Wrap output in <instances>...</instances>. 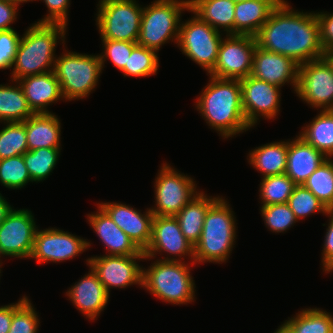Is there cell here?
Masks as SVG:
<instances>
[{
	"instance_id": "1",
	"label": "cell",
	"mask_w": 333,
	"mask_h": 333,
	"mask_svg": "<svg viewBox=\"0 0 333 333\" xmlns=\"http://www.w3.org/2000/svg\"><path fill=\"white\" fill-rule=\"evenodd\" d=\"M257 46L292 58L299 65L327 54L316 13L300 12L282 0L255 35Z\"/></svg>"
},
{
	"instance_id": "2",
	"label": "cell",
	"mask_w": 333,
	"mask_h": 333,
	"mask_svg": "<svg viewBox=\"0 0 333 333\" xmlns=\"http://www.w3.org/2000/svg\"><path fill=\"white\" fill-rule=\"evenodd\" d=\"M209 77L195 105L202 118L224 139L248 131L251 127L242 109L240 80Z\"/></svg>"
},
{
	"instance_id": "3",
	"label": "cell",
	"mask_w": 333,
	"mask_h": 333,
	"mask_svg": "<svg viewBox=\"0 0 333 333\" xmlns=\"http://www.w3.org/2000/svg\"><path fill=\"white\" fill-rule=\"evenodd\" d=\"M66 28L62 24L35 22L30 25L21 37L11 80L53 71L57 58L55 48L59 39L65 43Z\"/></svg>"
},
{
	"instance_id": "4",
	"label": "cell",
	"mask_w": 333,
	"mask_h": 333,
	"mask_svg": "<svg viewBox=\"0 0 333 333\" xmlns=\"http://www.w3.org/2000/svg\"><path fill=\"white\" fill-rule=\"evenodd\" d=\"M234 212L222 197L208 209L199 241L194 246V263H223L228 260L236 242Z\"/></svg>"
},
{
	"instance_id": "5",
	"label": "cell",
	"mask_w": 333,
	"mask_h": 333,
	"mask_svg": "<svg viewBox=\"0 0 333 333\" xmlns=\"http://www.w3.org/2000/svg\"><path fill=\"white\" fill-rule=\"evenodd\" d=\"M151 264L148 269L142 267V287L150 294L173 305L195 300V281L187 262L156 259Z\"/></svg>"
},
{
	"instance_id": "6",
	"label": "cell",
	"mask_w": 333,
	"mask_h": 333,
	"mask_svg": "<svg viewBox=\"0 0 333 333\" xmlns=\"http://www.w3.org/2000/svg\"><path fill=\"white\" fill-rule=\"evenodd\" d=\"M185 9L189 0H155L143 7L137 44L157 52L169 40L177 44Z\"/></svg>"
},
{
	"instance_id": "7",
	"label": "cell",
	"mask_w": 333,
	"mask_h": 333,
	"mask_svg": "<svg viewBox=\"0 0 333 333\" xmlns=\"http://www.w3.org/2000/svg\"><path fill=\"white\" fill-rule=\"evenodd\" d=\"M103 70L99 55L65 52L55 59L53 72L66 101L83 99L96 89Z\"/></svg>"
},
{
	"instance_id": "8",
	"label": "cell",
	"mask_w": 333,
	"mask_h": 333,
	"mask_svg": "<svg viewBox=\"0 0 333 333\" xmlns=\"http://www.w3.org/2000/svg\"><path fill=\"white\" fill-rule=\"evenodd\" d=\"M136 0H100L96 25L101 39L137 42L142 5Z\"/></svg>"
},
{
	"instance_id": "9",
	"label": "cell",
	"mask_w": 333,
	"mask_h": 333,
	"mask_svg": "<svg viewBox=\"0 0 333 333\" xmlns=\"http://www.w3.org/2000/svg\"><path fill=\"white\" fill-rule=\"evenodd\" d=\"M220 33L194 14L190 20L180 22L177 47L208 75L217 62L223 39Z\"/></svg>"
},
{
	"instance_id": "10",
	"label": "cell",
	"mask_w": 333,
	"mask_h": 333,
	"mask_svg": "<svg viewBox=\"0 0 333 333\" xmlns=\"http://www.w3.org/2000/svg\"><path fill=\"white\" fill-rule=\"evenodd\" d=\"M188 175L163 163L155 179V206L150 208L154 216H175L200 191Z\"/></svg>"
},
{
	"instance_id": "11",
	"label": "cell",
	"mask_w": 333,
	"mask_h": 333,
	"mask_svg": "<svg viewBox=\"0 0 333 333\" xmlns=\"http://www.w3.org/2000/svg\"><path fill=\"white\" fill-rule=\"evenodd\" d=\"M297 96L321 110H333V61L326 55L299 65Z\"/></svg>"
},
{
	"instance_id": "12",
	"label": "cell",
	"mask_w": 333,
	"mask_h": 333,
	"mask_svg": "<svg viewBox=\"0 0 333 333\" xmlns=\"http://www.w3.org/2000/svg\"><path fill=\"white\" fill-rule=\"evenodd\" d=\"M224 38L219 47L217 62L209 75L236 80L251 75L257 46L255 36L229 34Z\"/></svg>"
},
{
	"instance_id": "13",
	"label": "cell",
	"mask_w": 333,
	"mask_h": 333,
	"mask_svg": "<svg viewBox=\"0 0 333 333\" xmlns=\"http://www.w3.org/2000/svg\"><path fill=\"white\" fill-rule=\"evenodd\" d=\"M167 253L168 257L159 260L180 261L188 256L191 259L190 265L194 266V246H192L183 235L175 216H154L152 221L151 239L144 251V259H152L156 254ZM171 255H174L171 257ZM177 256L179 258H177ZM176 257V258H175Z\"/></svg>"
},
{
	"instance_id": "14",
	"label": "cell",
	"mask_w": 333,
	"mask_h": 333,
	"mask_svg": "<svg viewBox=\"0 0 333 333\" xmlns=\"http://www.w3.org/2000/svg\"><path fill=\"white\" fill-rule=\"evenodd\" d=\"M37 228L32 211L12 208L0 224V257L30 258Z\"/></svg>"
},
{
	"instance_id": "15",
	"label": "cell",
	"mask_w": 333,
	"mask_h": 333,
	"mask_svg": "<svg viewBox=\"0 0 333 333\" xmlns=\"http://www.w3.org/2000/svg\"><path fill=\"white\" fill-rule=\"evenodd\" d=\"M91 246L86 239L73 235L68 231L57 228H37L34 245L30 258L36 259L37 263L70 260L78 254H82Z\"/></svg>"
},
{
	"instance_id": "16",
	"label": "cell",
	"mask_w": 333,
	"mask_h": 333,
	"mask_svg": "<svg viewBox=\"0 0 333 333\" xmlns=\"http://www.w3.org/2000/svg\"><path fill=\"white\" fill-rule=\"evenodd\" d=\"M145 255H100L86 259L87 265L97 275L110 295L111 288H126L138 284L142 287V267L136 260L144 259Z\"/></svg>"
},
{
	"instance_id": "17",
	"label": "cell",
	"mask_w": 333,
	"mask_h": 333,
	"mask_svg": "<svg viewBox=\"0 0 333 333\" xmlns=\"http://www.w3.org/2000/svg\"><path fill=\"white\" fill-rule=\"evenodd\" d=\"M242 109L249 126H255L260 117L273 119L280 111L281 88L251 75L240 80ZM280 89V90H279Z\"/></svg>"
},
{
	"instance_id": "18",
	"label": "cell",
	"mask_w": 333,
	"mask_h": 333,
	"mask_svg": "<svg viewBox=\"0 0 333 333\" xmlns=\"http://www.w3.org/2000/svg\"><path fill=\"white\" fill-rule=\"evenodd\" d=\"M98 204L133 243L144 252L151 239L152 221L154 218L150 208L141 213L136 208L122 203L102 202Z\"/></svg>"
},
{
	"instance_id": "19",
	"label": "cell",
	"mask_w": 333,
	"mask_h": 333,
	"mask_svg": "<svg viewBox=\"0 0 333 333\" xmlns=\"http://www.w3.org/2000/svg\"><path fill=\"white\" fill-rule=\"evenodd\" d=\"M299 64L292 58L256 46L251 76L278 87L290 83L296 92Z\"/></svg>"
},
{
	"instance_id": "20",
	"label": "cell",
	"mask_w": 333,
	"mask_h": 333,
	"mask_svg": "<svg viewBox=\"0 0 333 333\" xmlns=\"http://www.w3.org/2000/svg\"><path fill=\"white\" fill-rule=\"evenodd\" d=\"M83 276L66 292L73 305L88 319L95 320L109 301V294L97 275L89 268Z\"/></svg>"
},
{
	"instance_id": "21",
	"label": "cell",
	"mask_w": 333,
	"mask_h": 333,
	"mask_svg": "<svg viewBox=\"0 0 333 333\" xmlns=\"http://www.w3.org/2000/svg\"><path fill=\"white\" fill-rule=\"evenodd\" d=\"M98 211L88 214L87 219L105 246L106 255H144L133 241L113 222L108 213L97 204Z\"/></svg>"
},
{
	"instance_id": "22",
	"label": "cell",
	"mask_w": 333,
	"mask_h": 333,
	"mask_svg": "<svg viewBox=\"0 0 333 333\" xmlns=\"http://www.w3.org/2000/svg\"><path fill=\"white\" fill-rule=\"evenodd\" d=\"M328 157L316 150L300 136L288 141L287 164L285 174L296 184L303 185L309 176Z\"/></svg>"
},
{
	"instance_id": "23",
	"label": "cell",
	"mask_w": 333,
	"mask_h": 333,
	"mask_svg": "<svg viewBox=\"0 0 333 333\" xmlns=\"http://www.w3.org/2000/svg\"><path fill=\"white\" fill-rule=\"evenodd\" d=\"M18 83L34 113H50L48 106L64 99L53 71L24 77L19 79Z\"/></svg>"
},
{
	"instance_id": "24",
	"label": "cell",
	"mask_w": 333,
	"mask_h": 333,
	"mask_svg": "<svg viewBox=\"0 0 333 333\" xmlns=\"http://www.w3.org/2000/svg\"><path fill=\"white\" fill-rule=\"evenodd\" d=\"M282 0H244L236 2L234 34L255 36Z\"/></svg>"
},
{
	"instance_id": "25",
	"label": "cell",
	"mask_w": 333,
	"mask_h": 333,
	"mask_svg": "<svg viewBox=\"0 0 333 333\" xmlns=\"http://www.w3.org/2000/svg\"><path fill=\"white\" fill-rule=\"evenodd\" d=\"M54 113H34L25 120L28 151L60 148L61 125Z\"/></svg>"
},
{
	"instance_id": "26",
	"label": "cell",
	"mask_w": 333,
	"mask_h": 333,
	"mask_svg": "<svg viewBox=\"0 0 333 333\" xmlns=\"http://www.w3.org/2000/svg\"><path fill=\"white\" fill-rule=\"evenodd\" d=\"M235 4L233 0H189L187 11L193 12L217 31L229 35L234 34Z\"/></svg>"
},
{
	"instance_id": "27",
	"label": "cell",
	"mask_w": 333,
	"mask_h": 333,
	"mask_svg": "<svg viewBox=\"0 0 333 333\" xmlns=\"http://www.w3.org/2000/svg\"><path fill=\"white\" fill-rule=\"evenodd\" d=\"M218 198L200 191L175 215L183 235L192 246L199 241L206 213Z\"/></svg>"
},
{
	"instance_id": "28",
	"label": "cell",
	"mask_w": 333,
	"mask_h": 333,
	"mask_svg": "<svg viewBox=\"0 0 333 333\" xmlns=\"http://www.w3.org/2000/svg\"><path fill=\"white\" fill-rule=\"evenodd\" d=\"M288 141L271 142L249 152L248 162L263 177L284 174L287 164Z\"/></svg>"
},
{
	"instance_id": "29",
	"label": "cell",
	"mask_w": 333,
	"mask_h": 333,
	"mask_svg": "<svg viewBox=\"0 0 333 333\" xmlns=\"http://www.w3.org/2000/svg\"><path fill=\"white\" fill-rule=\"evenodd\" d=\"M299 136L328 158L333 157V110H321L310 124L302 127Z\"/></svg>"
},
{
	"instance_id": "30",
	"label": "cell",
	"mask_w": 333,
	"mask_h": 333,
	"mask_svg": "<svg viewBox=\"0 0 333 333\" xmlns=\"http://www.w3.org/2000/svg\"><path fill=\"white\" fill-rule=\"evenodd\" d=\"M12 86L0 85V123L24 122L34 112L28 105L23 89L18 81Z\"/></svg>"
},
{
	"instance_id": "31",
	"label": "cell",
	"mask_w": 333,
	"mask_h": 333,
	"mask_svg": "<svg viewBox=\"0 0 333 333\" xmlns=\"http://www.w3.org/2000/svg\"><path fill=\"white\" fill-rule=\"evenodd\" d=\"M285 323L294 333H333V316L320 308H306Z\"/></svg>"
},
{
	"instance_id": "32",
	"label": "cell",
	"mask_w": 333,
	"mask_h": 333,
	"mask_svg": "<svg viewBox=\"0 0 333 333\" xmlns=\"http://www.w3.org/2000/svg\"><path fill=\"white\" fill-rule=\"evenodd\" d=\"M61 148H39L23 154L32 182L44 181L56 167Z\"/></svg>"
},
{
	"instance_id": "33",
	"label": "cell",
	"mask_w": 333,
	"mask_h": 333,
	"mask_svg": "<svg viewBox=\"0 0 333 333\" xmlns=\"http://www.w3.org/2000/svg\"><path fill=\"white\" fill-rule=\"evenodd\" d=\"M303 185L328 209H333V160L323 162Z\"/></svg>"
},
{
	"instance_id": "34",
	"label": "cell",
	"mask_w": 333,
	"mask_h": 333,
	"mask_svg": "<svg viewBox=\"0 0 333 333\" xmlns=\"http://www.w3.org/2000/svg\"><path fill=\"white\" fill-rule=\"evenodd\" d=\"M295 186L285 173L262 178L259 189L261 206L287 203Z\"/></svg>"
},
{
	"instance_id": "35",
	"label": "cell",
	"mask_w": 333,
	"mask_h": 333,
	"mask_svg": "<svg viewBox=\"0 0 333 333\" xmlns=\"http://www.w3.org/2000/svg\"><path fill=\"white\" fill-rule=\"evenodd\" d=\"M0 130V160L28 151L26 127L24 122H5Z\"/></svg>"
},
{
	"instance_id": "36",
	"label": "cell",
	"mask_w": 333,
	"mask_h": 333,
	"mask_svg": "<svg viewBox=\"0 0 333 333\" xmlns=\"http://www.w3.org/2000/svg\"><path fill=\"white\" fill-rule=\"evenodd\" d=\"M158 52L141 45H136L129 56L125 67L121 70L126 76L148 77L159 69Z\"/></svg>"
},
{
	"instance_id": "37",
	"label": "cell",
	"mask_w": 333,
	"mask_h": 333,
	"mask_svg": "<svg viewBox=\"0 0 333 333\" xmlns=\"http://www.w3.org/2000/svg\"><path fill=\"white\" fill-rule=\"evenodd\" d=\"M32 182L23 155L0 160V183L4 187L19 190Z\"/></svg>"
},
{
	"instance_id": "38",
	"label": "cell",
	"mask_w": 333,
	"mask_h": 333,
	"mask_svg": "<svg viewBox=\"0 0 333 333\" xmlns=\"http://www.w3.org/2000/svg\"><path fill=\"white\" fill-rule=\"evenodd\" d=\"M287 203L298 221H300L301 218L304 219L309 215L315 214V212L326 215L329 210L304 185L295 186Z\"/></svg>"
},
{
	"instance_id": "39",
	"label": "cell",
	"mask_w": 333,
	"mask_h": 333,
	"mask_svg": "<svg viewBox=\"0 0 333 333\" xmlns=\"http://www.w3.org/2000/svg\"><path fill=\"white\" fill-rule=\"evenodd\" d=\"M39 324L37 312L27 296L13 303V318L8 333H37Z\"/></svg>"
},
{
	"instance_id": "40",
	"label": "cell",
	"mask_w": 333,
	"mask_h": 333,
	"mask_svg": "<svg viewBox=\"0 0 333 333\" xmlns=\"http://www.w3.org/2000/svg\"><path fill=\"white\" fill-rule=\"evenodd\" d=\"M260 211L266 227L275 233L286 232L298 222L288 203L261 206Z\"/></svg>"
},
{
	"instance_id": "41",
	"label": "cell",
	"mask_w": 333,
	"mask_h": 333,
	"mask_svg": "<svg viewBox=\"0 0 333 333\" xmlns=\"http://www.w3.org/2000/svg\"><path fill=\"white\" fill-rule=\"evenodd\" d=\"M103 45V52L99 54L102 68L107 59L120 71L125 67L132 49L137 45V42L115 41L110 39H101Z\"/></svg>"
},
{
	"instance_id": "42",
	"label": "cell",
	"mask_w": 333,
	"mask_h": 333,
	"mask_svg": "<svg viewBox=\"0 0 333 333\" xmlns=\"http://www.w3.org/2000/svg\"><path fill=\"white\" fill-rule=\"evenodd\" d=\"M20 40L15 29L0 31V70L12 68Z\"/></svg>"
},
{
	"instance_id": "43",
	"label": "cell",
	"mask_w": 333,
	"mask_h": 333,
	"mask_svg": "<svg viewBox=\"0 0 333 333\" xmlns=\"http://www.w3.org/2000/svg\"><path fill=\"white\" fill-rule=\"evenodd\" d=\"M43 2L47 6L49 14L47 13L44 18L36 23L62 24L68 26V8L70 6V0H43Z\"/></svg>"
},
{
	"instance_id": "44",
	"label": "cell",
	"mask_w": 333,
	"mask_h": 333,
	"mask_svg": "<svg viewBox=\"0 0 333 333\" xmlns=\"http://www.w3.org/2000/svg\"><path fill=\"white\" fill-rule=\"evenodd\" d=\"M326 215L330 219L326 229L321 262L323 272L329 274V272H333V209H329Z\"/></svg>"
},
{
	"instance_id": "45",
	"label": "cell",
	"mask_w": 333,
	"mask_h": 333,
	"mask_svg": "<svg viewBox=\"0 0 333 333\" xmlns=\"http://www.w3.org/2000/svg\"><path fill=\"white\" fill-rule=\"evenodd\" d=\"M320 25V42L325 53L333 52V13H316Z\"/></svg>"
},
{
	"instance_id": "46",
	"label": "cell",
	"mask_w": 333,
	"mask_h": 333,
	"mask_svg": "<svg viewBox=\"0 0 333 333\" xmlns=\"http://www.w3.org/2000/svg\"><path fill=\"white\" fill-rule=\"evenodd\" d=\"M18 4L16 2L0 1V31L13 29L10 25L17 19Z\"/></svg>"
},
{
	"instance_id": "47",
	"label": "cell",
	"mask_w": 333,
	"mask_h": 333,
	"mask_svg": "<svg viewBox=\"0 0 333 333\" xmlns=\"http://www.w3.org/2000/svg\"><path fill=\"white\" fill-rule=\"evenodd\" d=\"M13 318V303L0 307V333H8Z\"/></svg>"
},
{
	"instance_id": "48",
	"label": "cell",
	"mask_w": 333,
	"mask_h": 333,
	"mask_svg": "<svg viewBox=\"0 0 333 333\" xmlns=\"http://www.w3.org/2000/svg\"><path fill=\"white\" fill-rule=\"evenodd\" d=\"M12 206L0 193V224L5 220L7 214L12 210Z\"/></svg>"
},
{
	"instance_id": "49",
	"label": "cell",
	"mask_w": 333,
	"mask_h": 333,
	"mask_svg": "<svg viewBox=\"0 0 333 333\" xmlns=\"http://www.w3.org/2000/svg\"><path fill=\"white\" fill-rule=\"evenodd\" d=\"M274 333H294L292 329L284 322Z\"/></svg>"
},
{
	"instance_id": "50",
	"label": "cell",
	"mask_w": 333,
	"mask_h": 333,
	"mask_svg": "<svg viewBox=\"0 0 333 333\" xmlns=\"http://www.w3.org/2000/svg\"><path fill=\"white\" fill-rule=\"evenodd\" d=\"M0 1H3V2H13L14 1V2L20 4V3H24V2H30L32 0H0Z\"/></svg>"
},
{
	"instance_id": "51",
	"label": "cell",
	"mask_w": 333,
	"mask_h": 333,
	"mask_svg": "<svg viewBox=\"0 0 333 333\" xmlns=\"http://www.w3.org/2000/svg\"><path fill=\"white\" fill-rule=\"evenodd\" d=\"M234 2L244 1V0H233Z\"/></svg>"
}]
</instances>
